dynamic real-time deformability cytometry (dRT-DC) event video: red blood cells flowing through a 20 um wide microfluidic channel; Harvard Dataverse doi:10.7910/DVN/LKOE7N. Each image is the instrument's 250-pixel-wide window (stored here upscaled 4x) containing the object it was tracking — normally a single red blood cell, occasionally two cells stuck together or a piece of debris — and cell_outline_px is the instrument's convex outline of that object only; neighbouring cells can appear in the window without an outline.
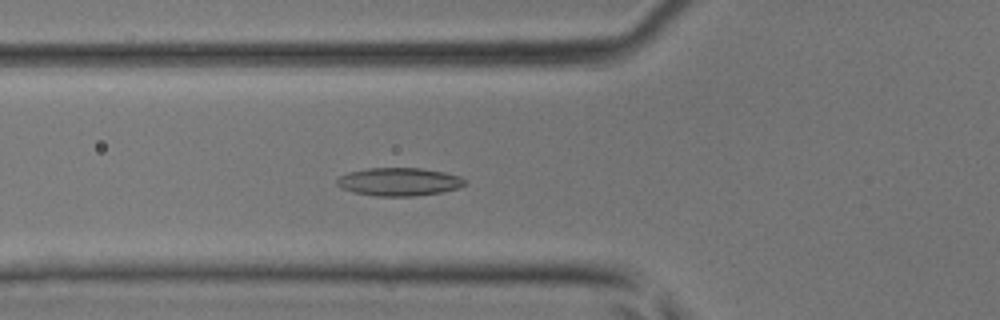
{"species": "common noctule bat (a hibernating species)", "species_latin": "Nyctalus noctula", "temperature_condition": "room temperature", "stored_images_in_passage": 45, "camera_frame_rate_fps": 3000, "um_per_image_px": 0.085, "animal": {"sex": "male", "body_mass_g": 17.9, "forearm_length_mm": 54.2}, "frame": {"image": 1, "passage_image": 17, "time_ms": 5.333, "image_size_px": [1000, 320], "cell_outline_px": [[468, 184], [460, 188], [444, 192], [416, 196], [376, 196], [352, 192], [340, 188], [336, 184], [336, 180], [340, 176], [348, 172], [368, 168], [420, 168], [444, 172], [460, 176], [468, 180]], "centroid_in_image_um": [33.96, 15.46], "position_along_channel_um": 91.8, "area_um2": 21.33}}
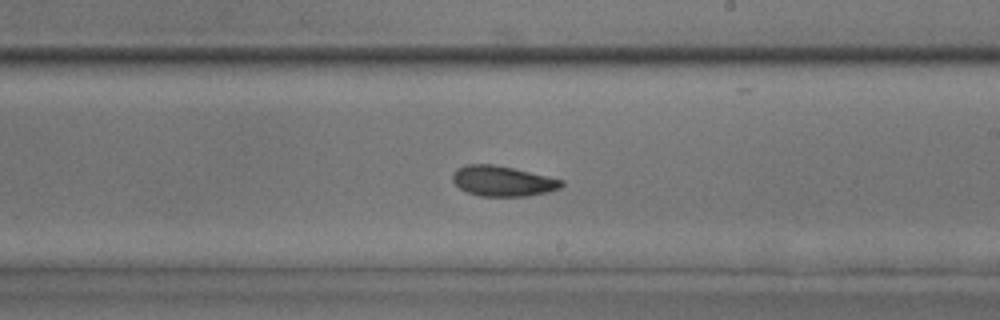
{"frame": {"image": 2, "passage_image": 27, "time_ms": 8.667, "image_size_px": [1000, 320], "cell_outline_px": [[564, 184], [560, 188], [548, 192], [528, 196], [480, 196], [468, 192], [460, 188], [452, 180], [452, 172], [456, 168], [464, 164], [492, 164], [512, 168], [564, 180]], "centroid_in_image_um": [42.7, 15.39], "position_along_channel_um": 246.3, "area_um2": 19.25}}
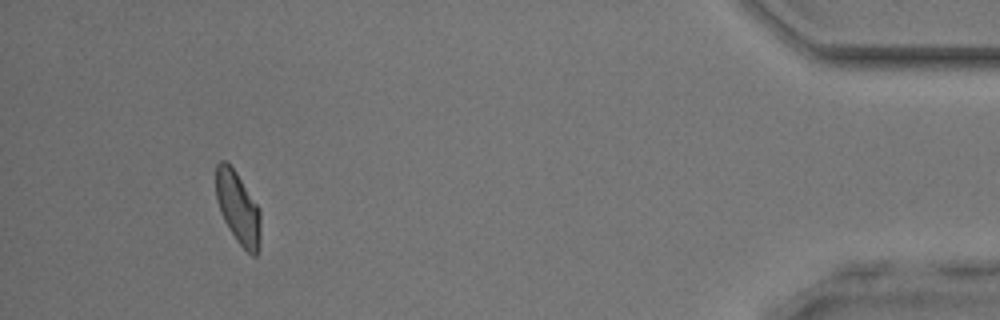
{"frame": {"image": 3, "passage_image": 42, "time_ms": 13.667, "image_size_px": [1000, 320], "cell_outline_px": [[260, 244], [256, 256], [252, 256], [236, 240], [228, 228], [220, 212], [216, 200], [216, 164], [220, 160], [224, 160], [236, 172], [260, 208]], "centroid_in_image_um": [20.23, 17.68], "position_along_channel_um": 415.0, "area_um2": 18.84}}